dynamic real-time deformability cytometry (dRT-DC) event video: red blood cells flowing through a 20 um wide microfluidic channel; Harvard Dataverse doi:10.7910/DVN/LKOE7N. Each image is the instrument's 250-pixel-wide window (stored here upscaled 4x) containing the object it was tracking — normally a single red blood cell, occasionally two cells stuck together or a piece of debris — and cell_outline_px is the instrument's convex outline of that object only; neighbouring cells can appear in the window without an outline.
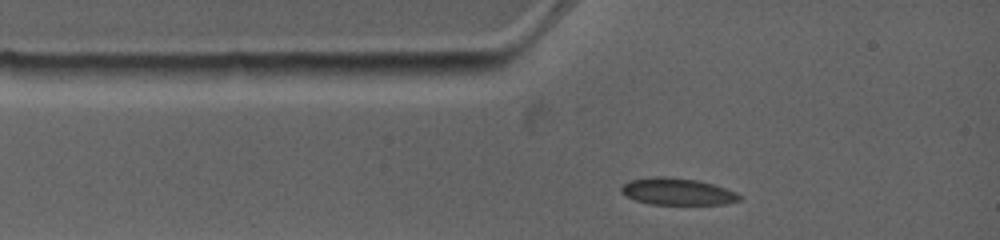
{"species": "common noctule bat (a hibernating species)", "species_latin": "Nyctalus noctula", "temperature_condition": "warm", "stored_images_in_passage": 2, "camera_frame_rate_fps": 4500, "um_per_image_px": 0.085, "animal": {"sex": "female", "body_mass_g": 19.0, "forearm_length_mm": 53.3}, "frame": {"image": 1, "passage_image": 1, "time_ms": 0.0, "image_size_px": [1000, 240], "cell_outline_px": [[740, 200], [724, 204], [652, 204], [636, 200], [620, 192], [620, 188], [628, 180], [652, 176], [664, 176], [696, 180], [712, 184], [736, 192], [740, 196]], "centroid_in_image_um": [57.53, 16.27], "position_along_channel_um": 27.5, "area_um2": 18.32}}